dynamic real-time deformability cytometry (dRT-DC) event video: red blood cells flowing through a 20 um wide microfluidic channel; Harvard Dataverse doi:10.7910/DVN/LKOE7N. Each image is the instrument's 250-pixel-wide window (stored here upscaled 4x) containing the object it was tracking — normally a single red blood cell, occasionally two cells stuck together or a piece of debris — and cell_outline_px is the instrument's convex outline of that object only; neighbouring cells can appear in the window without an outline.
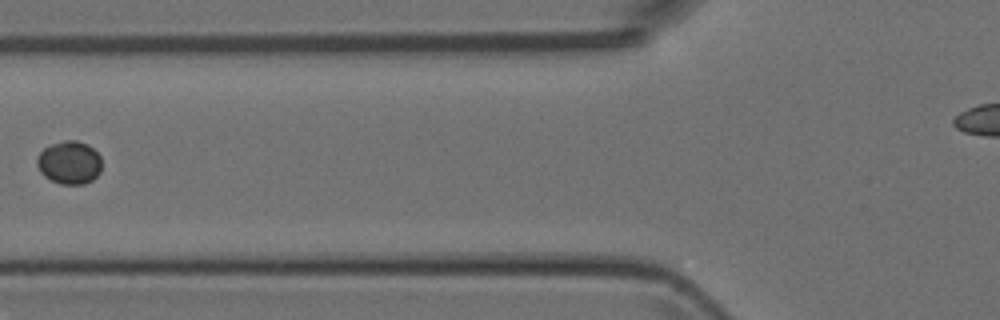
{"species": "Egyptian fruit bat (a non-hibernating species)", "species_latin": "Rousettus aegyptiacus", "temperature_condition": "room temperature", "stored_images_in_passage": 2, "camera_frame_rate_fps": 3000, "um_per_image_px": 0.085, "animal": {"sex": "female"}, "frame": {"image": 1, "passage_image": 2, "time_ms": 1.0, "image_size_px": [1000, 320], "cell_outline_px": [[100, 172], [92, 180], [84, 184], [60, 184], [44, 176], [40, 172], [36, 164], [36, 160], [40, 152], [44, 148], [52, 144], [64, 140], [76, 140], [88, 144], [100, 156]], "centroid_in_image_um": [5.88, 13.81], "position_along_channel_um": 119.9, "area_um2": 16.24}}